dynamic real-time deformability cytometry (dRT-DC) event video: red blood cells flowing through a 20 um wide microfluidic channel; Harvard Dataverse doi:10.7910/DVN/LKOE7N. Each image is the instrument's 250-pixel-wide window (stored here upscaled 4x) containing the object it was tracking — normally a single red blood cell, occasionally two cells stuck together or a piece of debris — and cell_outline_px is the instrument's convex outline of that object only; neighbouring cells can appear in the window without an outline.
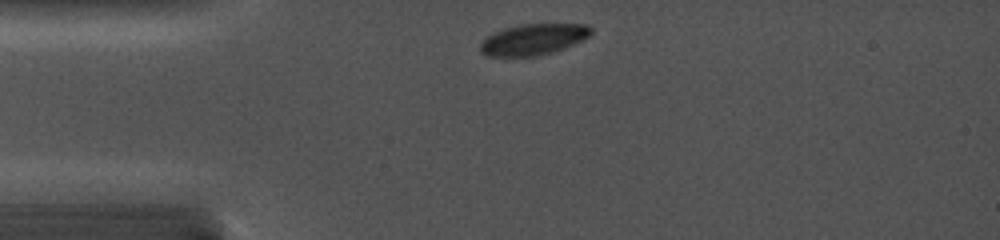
{"species": "common noctule bat (a hibernating species)", "species_latin": "Nyctalus noctula", "temperature_condition": "cold", "stored_images_in_passage": 30, "camera_frame_rate_fps": 5000, "um_per_image_px": 0.085, "animal": {"sex": "female", "body_mass_g": 19.0, "forearm_length_mm": 56.7}, "frame": {"image": 1, "passage_image": 1, "time_ms": 0.0, "image_size_px": [1000, 240], "cell_outline_px": [[592, 32], [588, 36], [564, 48], [552, 52], [536, 56], [488, 56], [480, 52], [480, 44], [488, 36], [504, 28], [520, 24], [584, 24], [592, 28]], "centroid_in_image_um": [45.31, 3.35], "position_along_channel_um": 39.7, "area_um2": 19.77}}
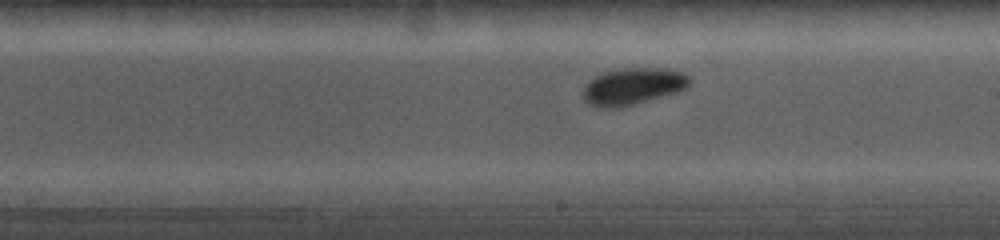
{"frame": {"image": 2, "passage_image": 17, "time_ms": 5.6, "image_size_px": [1000, 240], "cell_outline_px": [[692, 80], [688, 88], [676, 92], [620, 108], [596, 108], [588, 104], [584, 100], [580, 92], [588, 80], [600, 72], [620, 68], [664, 68], [684, 72]], "centroid_in_image_um": [53.74, 7.34], "position_along_channel_um": 235.3, "area_um2": 23.47}}
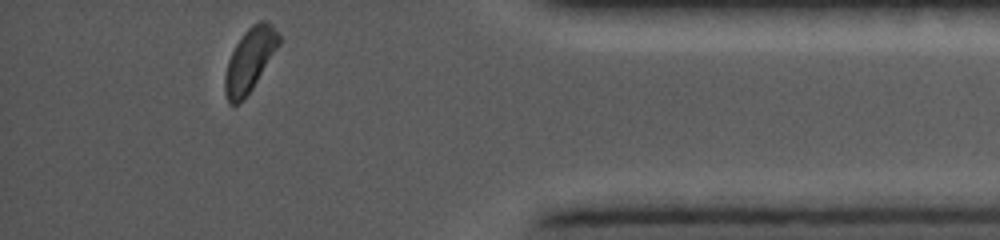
{"frame": {"image": 3, "passage_image": 30, "time_ms": 10.6, "image_size_px": [1000, 240], "cell_outline_px": [[280, 44], [252, 88], [244, 100], [236, 104], [228, 104], [224, 92], [224, 76], [228, 60], [236, 44], [244, 32], [252, 24], [260, 20], [268, 20], [280, 32]], "centroid_in_image_um": [21.23, 5.08], "position_along_channel_um": 414.0, "area_um2": 20.06}}